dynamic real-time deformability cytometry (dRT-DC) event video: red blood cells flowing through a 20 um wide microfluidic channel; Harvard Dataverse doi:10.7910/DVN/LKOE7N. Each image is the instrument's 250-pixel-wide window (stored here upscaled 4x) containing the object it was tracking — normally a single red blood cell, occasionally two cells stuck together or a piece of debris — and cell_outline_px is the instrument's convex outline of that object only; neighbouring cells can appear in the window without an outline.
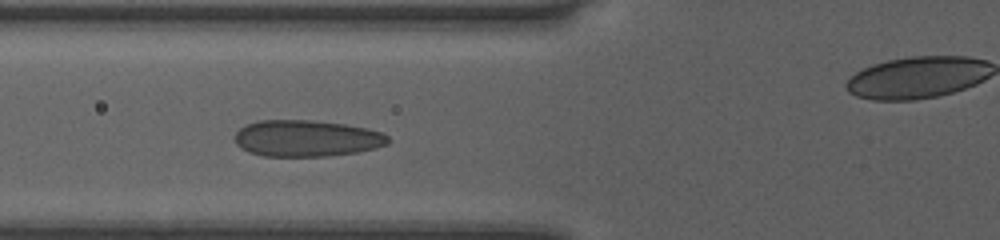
{"species": "human", "species_latin": "Homo sapiens", "temperature_condition": "room temperature", "stored_images_in_passage": 43, "camera_frame_rate_fps": 3000, "um_per_image_px": 0.085, "donor": {"sex": "female"}, "frame": {"image": 1, "passage_image": 11, "time_ms": 3.333, "image_size_px": [1000, 240], "cell_outline_px": [[388, 144], [376, 148], [356, 152], [328, 156], [264, 156], [248, 152], [240, 148], [236, 144], [236, 132], [240, 128], [248, 124], [260, 120], [312, 120], [344, 124], [368, 128], [384, 132], [388, 136]], "centroid_in_image_um": [26.08, 11.76], "position_along_channel_um": 99.7, "area_um2": 32.66}}
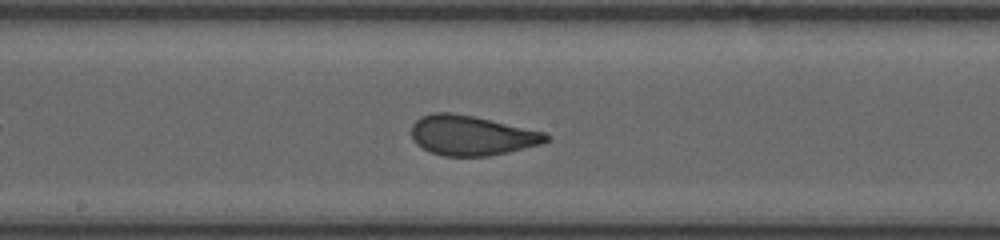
{"frame": {"image": 2, "passage_image": 19, "time_ms": 6.0, "image_size_px": [1000, 240], "cell_outline_px": [[548, 140], [544, 144], [508, 152], [488, 156], [444, 156], [432, 152], [416, 144], [412, 140], [412, 124], [420, 116], [432, 112], [452, 112], [472, 116], [544, 132], [548, 136]], "centroid_in_image_um": [40.06, 11.51], "position_along_channel_um": 208.1, "area_um2": 31.15}}
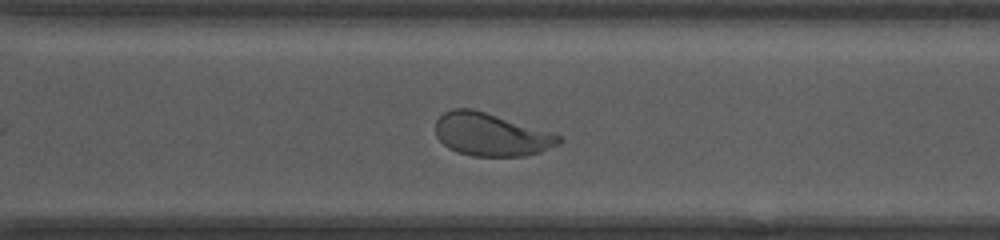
{"frame": {"image": 3, "passage_image": 28, "time_ms": 9.0, "image_size_px": [1000, 240], "cell_outline_px": [[564, 140], [560, 144], [540, 152], [524, 156], [472, 156], [456, 152], [448, 148], [436, 136], [436, 120], [444, 112], [452, 108], [472, 108], [556, 132]], "centroid_in_image_um": [41.79, 11.43], "position_along_channel_um": 328.8, "area_um2": 31.33}, "authors_computed_cell_mechanics": {"area_um2": 31.79, "velocity_mm_per_s": 4.0411, "shape_relaxation_time_tau1_ms": 6.8997, "shape_relaxation_time_tau2_ms": null, "deformation_change_tau1": 0.1755, "deformation_change_tau2": null}}